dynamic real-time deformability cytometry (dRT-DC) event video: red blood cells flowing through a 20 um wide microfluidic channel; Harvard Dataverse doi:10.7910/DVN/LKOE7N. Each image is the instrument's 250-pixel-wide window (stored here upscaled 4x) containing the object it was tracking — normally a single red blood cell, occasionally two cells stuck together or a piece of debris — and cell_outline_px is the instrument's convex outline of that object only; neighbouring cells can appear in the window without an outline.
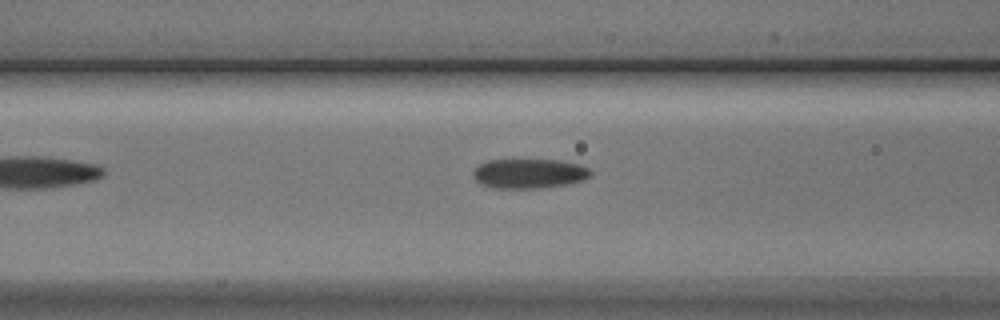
{"species": "Egyptian fruit bat (a non-hibernating species)", "species_latin": "Rousettus aegyptiacus", "temperature_condition": "cold", "stored_images_in_passage": 10, "camera_frame_rate_fps": 3000, "um_per_image_px": 0.085, "animal": {"sex": "male"}, "frame": {"image": 1, "passage_image": 7, "time_ms": 7.0, "image_size_px": [1000, 320], "cell_outline_px": [[592, 176], [584, 180], [568, 184], [544, 188], [496, 188], [480, 184], [472, 176], [472, 172], [480, 164], [488, 160], [560, 160], [580, 164], [588, 168], [592, 172]], "centroid_in_image_um": [45.01, 14.75], "position_along_channel_um": 121.6, "area_um2": 20.46}}
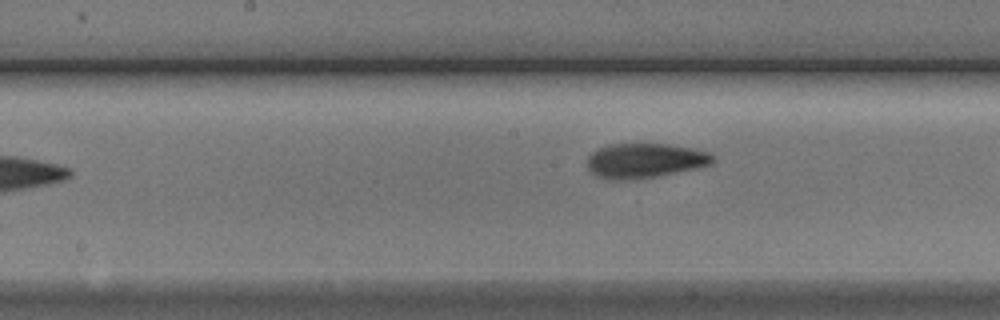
{"frame": {"image": 2, "passage_image": 10, "time_ms": 10.333, "image_size_px": [1000, 320], "cell_outline_px": [[716, 160], [708, 164], [696, 168], [660, 176], [632, 180], [604, 180], [596, 176], [588, 168], [588, 156], [592, 152], [600, 148], [612, 144], [668, 144], [692, 148], [708, 152], [716, 156]], "centroid_in_image_um": [54.81, 13.67], "position_along_channel_um": 193.4, "area_um2": 25.55}}